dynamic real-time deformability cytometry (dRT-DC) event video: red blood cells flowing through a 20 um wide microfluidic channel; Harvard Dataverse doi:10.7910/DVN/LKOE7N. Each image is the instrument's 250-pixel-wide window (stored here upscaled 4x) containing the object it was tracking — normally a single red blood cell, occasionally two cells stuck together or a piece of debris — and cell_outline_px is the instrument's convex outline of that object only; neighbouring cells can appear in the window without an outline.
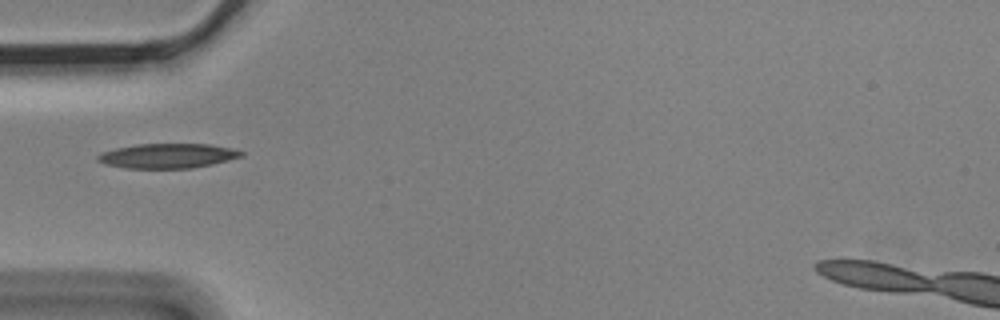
{"species": "Egyptian fruit bat (a non-hibernating species)", "species_latin": "Rousettus aegyptiacus", "temperature_condition": "cold", "stored_images_in_passage": 9, "camera_frame_rate_fps": 3000, "um_per_image_px": 0.085, "animal": {"sex": "male"}, "frame": {"image": 1, "passage_image": 1, "time_ms": 0.0, "image_size_px": [1000, 320], "cell_outline_px": [[244, 156], [212, 164], [192, 168], [124, 168], [104, 164], [96, 160], [96, 156], [100, 152], [116, 148], [136, 144], [208, 144], [232, 148], [244, 152]], "centroid_in_image_um": [14.22, 13.24], "position_along_channel_um": 70.8, "area_um2": 20.75}}
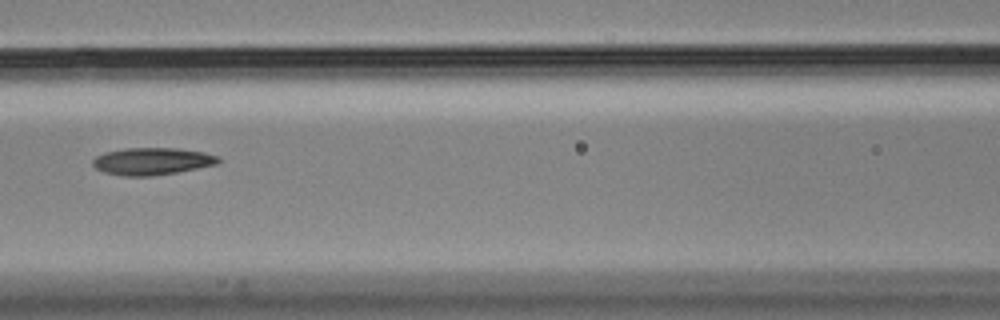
{"frame": {"image": 2, "passage_image": 3, "time_ms": 0.667, "image_size_px": [1000, 320], "cell_outline_px": [[220, 164], [176, 172], [152, 176], [124, 176], [104, 172], [96, 168], [92, 164], [92, 160], [96, 156], [104, 152], [128, 148], [176, 148], [204, 152], [220, 156]], "centroid_in_image_um": [12.95, 13.7], "position_along_channel_um": 153.6, "area_um2": 20.0}}
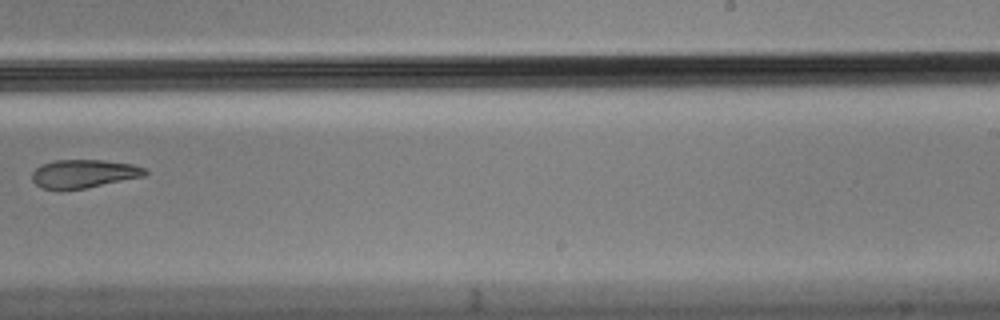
{"frame": {"image": 3, "passage_image": 6, "time_ms": 1.667, "image_size_px": [1000, 320], "cell_outline_px": [[148, 172], [144, 176], [64, 192], [60, 192], [40, 188], [32, 180], [32, 172], [40, 164], [56, 160], [100, 160], [132, 164], [144, 168]], "centroid_in_image_um": [7.03, 14.79], "position_along_channel_um": 282.0, "area_um2": 18.96}}